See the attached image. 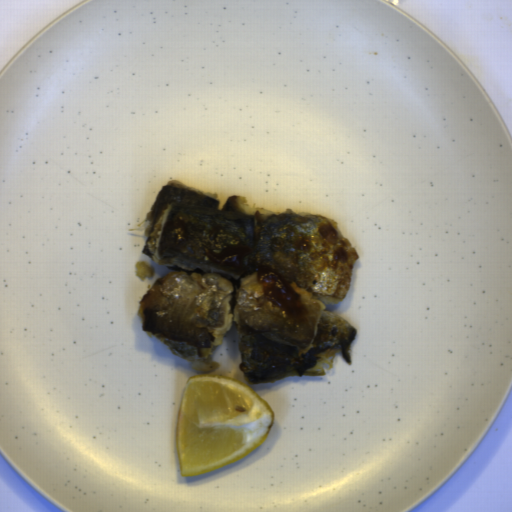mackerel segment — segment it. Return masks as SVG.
I'll return each instance as SVG.
<instances>
[{
	"label": "mackerel segment",
	"mask_w": 512,
	"mask_h": 512,
	"mask_svg": "<svg viewBox=\"0 0 512 512\" xmlns=\"http://www.w3.org/2000/svg\"><path fill=\"white\" fill-rule=\"evenodd\" d=\"M142 253L172 270L138 300L141 331L198 373L237 327L239 370L252 385L325 377L337 353L353 366L358 329L342 302L361 256L338 222L314 212L251 207L178 180L144 217Z\"/></svg>",
	"instance_id": "mackerel-segment-1"
},
{
	"label": "mackerel segment",
	"mask_w": 512,
	"mask_h": 512,
	"mask_svg": "<svg viewBox=\"0 0 512 512\" xmlns=\"http://www.w3.org/2000/svg\"><path fill=\"white\" fill-rule=\"evenodd\" d=\"M135 269L136 271L134 273L141 281H145L146 278L151 279L155 274V268L146 261L138 260L135 263Z\"/></svg>",
	"instance_id": "mackerel-segment-2"
}]
</instances>
